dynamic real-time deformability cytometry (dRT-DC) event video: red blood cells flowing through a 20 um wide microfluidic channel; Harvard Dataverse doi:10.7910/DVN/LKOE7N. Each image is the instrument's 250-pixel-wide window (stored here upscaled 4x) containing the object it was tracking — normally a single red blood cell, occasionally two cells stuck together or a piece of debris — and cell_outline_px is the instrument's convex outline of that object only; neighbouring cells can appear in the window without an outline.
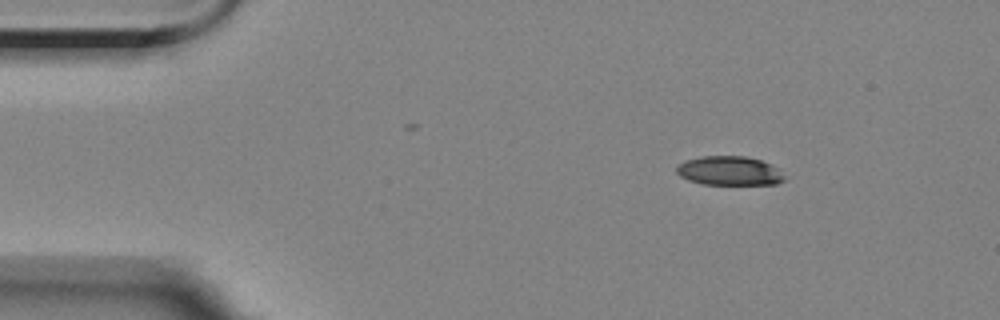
{"species": "Egyptian fruit bat (a non-hibernating species)", "species_latin": "Rousettus aegyptiacus", "temperature_condition": "room temperature", "stored_images_in_passage": 49, "camera_frame_rate_fps": 3000, "um_per_image_px": 0.085, "animal": {"sex": "female"}, "frame": {"image": 1, "passage_image": 1, "time_ms": 0.0, "image_size_px": [1000, 320], "cell_outline_px": [[784, 180], [776, 184], [704, 184], [688, 180], [680, 176], [676, 172], [676, 168], [684, 160], [700, 156], [744, 156], [760, 160], [776, 168], [784, 176]], "centroid_in_image_um": [61.95, 14.52], "position_along_channel_um": 23.1, "area_um2": 18.09}}
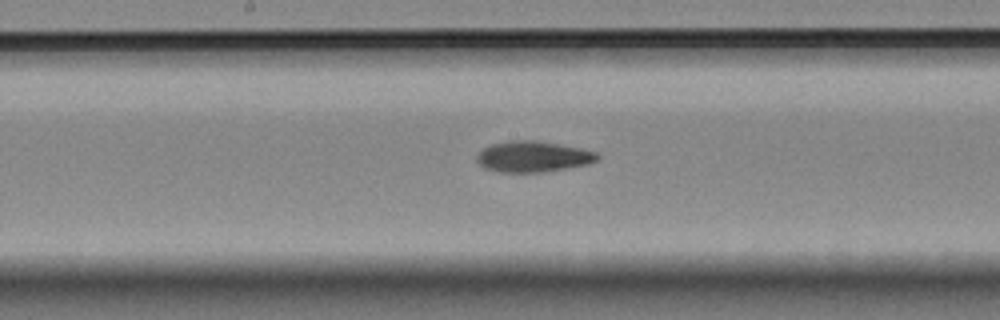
{"frame": {"image": 2, "passage_image": 22, "time_ms": 7.0, "image_size_px": [1000, 320], "cell_outline_px": [[600, 156], [596, 160], [588, 164], [544, 172], [496, 172], [484, 168], [476, 160], [476, 156], [484, 148], [492, 144], [512, 140], [536, 140], [580, 148], [596, 152]], "centroid_in_image_um": [45.29, 13.31], "position_along_channel_um": 202.9, "area_um2": 21.62}}
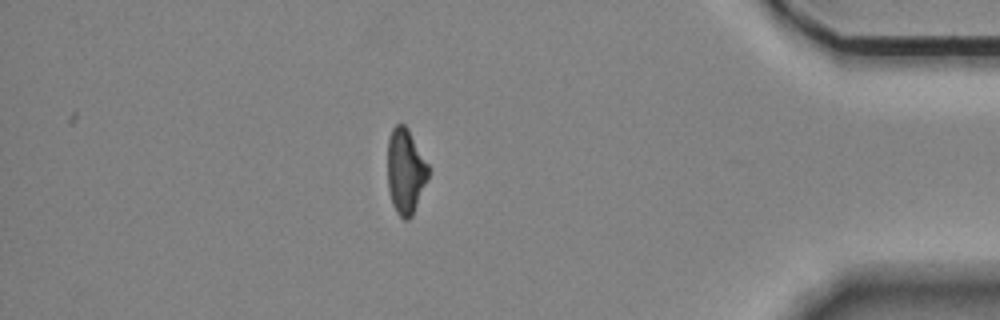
{"frame": {"image": 3, "passage_image": 42, "time_ms": 13.667, "image_size_px": [1000, 320], "cell_outline_px": [[428, 180], [412, 216], [408, 220], [404, 220], [396, 212], [392, 204], [388, 188], [388, 140], [392, 128], [396, 124], [404, 124], [408, 128], [428, 164]], "centroid_in_image_um": [34.47, 14.57], "position_along_channel_um": 400.7, "area_um2": 20.29}, "authors_computed_cell_mechanics": {"area_um2": 20.8658, "velocity_mm_per_s": 3.5588, "shape_relaxation_time_tau1_ms": 6.2263, "shape_relaxation_time_tau2_ms": 3.4145, "deformation_change_tau1": 0.1641, "deformation_change_tau2": 0.1057}}